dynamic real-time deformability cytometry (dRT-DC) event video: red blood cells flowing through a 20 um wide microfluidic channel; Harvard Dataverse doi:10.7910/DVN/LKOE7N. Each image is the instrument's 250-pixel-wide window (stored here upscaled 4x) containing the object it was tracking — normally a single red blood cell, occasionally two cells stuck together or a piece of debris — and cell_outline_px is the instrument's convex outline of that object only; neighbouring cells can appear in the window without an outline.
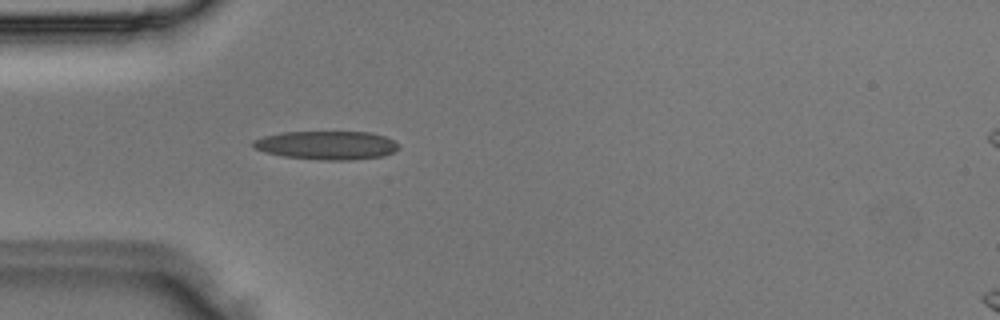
{"species": "Egyptian fruit bat (a non-hibernating species)", "species_latin": "Rousettus aegyptiacus", "temperature_condition": "room temperature", "stored_images_in_passage": 4, "camera_frame_rate_fps": 3000, "um_per_image_px": 0.085, "animal": {"sex": "male"}, "frame": {"image": 1, "passage_image": 3, "time_ms": 0.667, "image_size_px": [1000, 320], "cell_outline_px": [[400, 148], [384, 156], [352, 160], [320, 160], [284, 156], [264, 152], [252, 148], [252, 140], [264, 136], [280, 132], [368, 132], [384, 136], [400, 144]], "centroid_in_image_um": [27.75, 12.35], "position_along_channel_um": 57.3, "area_um2": 24.39}}